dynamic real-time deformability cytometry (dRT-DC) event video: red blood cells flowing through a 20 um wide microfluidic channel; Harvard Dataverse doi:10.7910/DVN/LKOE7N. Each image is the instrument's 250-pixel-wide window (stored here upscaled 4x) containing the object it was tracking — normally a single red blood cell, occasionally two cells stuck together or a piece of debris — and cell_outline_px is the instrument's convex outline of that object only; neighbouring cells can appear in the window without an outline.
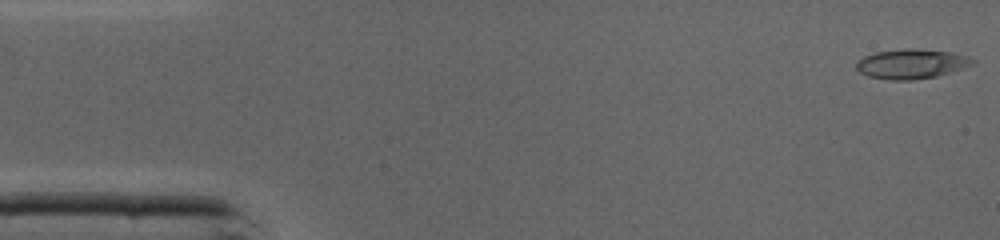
{"species": "common noctule bat (a hibernating species)", "species_latin": "Nyctalus noctula", "temperature_condition": "cold", "stored_images_in_passage": 45, "camera_frame_rate_fps": 3000, "um_per_image_px": 0.085, "animal": {"sex": "male", "body_mass_g": 19.0, "forearm_length_mm": 50.8}, "frame": {"image": 1, "passage_image": 1, "time_ms": 0.0, "image_size_px": [1000, 240], "cell_outline_px": [[976, 64], [936, 76], [912, 80], [888, 80], [868, 76], [860, 72], [856, 68], [856, 60], [864, 56], [876, 52], [904, 48], [916, 48], [952, 52], [968, 56], [976, 60]], "centroid_in_image_um": [77.48, 5.42], "position_along_channel_um": 7.5, "area_um2": 20.29}}
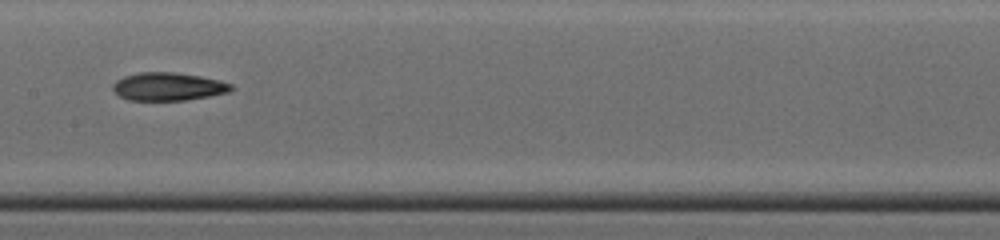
{"frame": {"image": 2, "passage_image": 22, "time_ms": 7.0, "image_size_px": [1000, 240], "cell_outline_px": [[236, 88], [228, 92], [208, 96], [184, 100], [128, 100], [120, 96], [112, 88], [112, 84], [116, 80], [124, 76], [140, 72], [172, 72], [200, 76], [220, 80], [232, 84]], "centroid_in_image_um": [14.3, 7.35], "position_along_channel_um": 193.1, "area_um2": 19.31}}
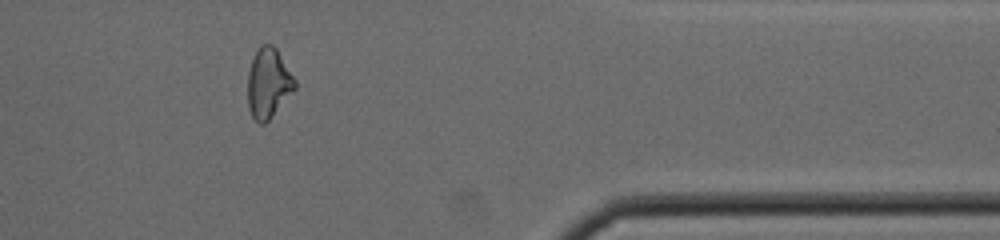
{"frame": {"image": 3, "passage_image": 37, "time_ms": 12.0, "image_size_px": [1000, 240], "cell_outline_px": [[296, 88], [268, 120], [264, 124], [260, 124], [252, 116], [248, 108], [248, 72], [252, 60], [260, 44], [272, 44], [276, 48], [296, 80]], "centroid_in_image_um": [22.81, 7.06], "position_along_channel_um": 388.6, "area_um2": 19.02}, "authors_computed_cell_mechanics": {"area_um2": 19.4208, "velocity_mm_per_s": 4.3947, "shape_relaxation_time_tau1_ms": 10.1355, "shape_relaxation_time_tau2_ms": 7.5347, "deformation_change_tau1": 0.2762, "deformation_change_tau2": 0.1794}}